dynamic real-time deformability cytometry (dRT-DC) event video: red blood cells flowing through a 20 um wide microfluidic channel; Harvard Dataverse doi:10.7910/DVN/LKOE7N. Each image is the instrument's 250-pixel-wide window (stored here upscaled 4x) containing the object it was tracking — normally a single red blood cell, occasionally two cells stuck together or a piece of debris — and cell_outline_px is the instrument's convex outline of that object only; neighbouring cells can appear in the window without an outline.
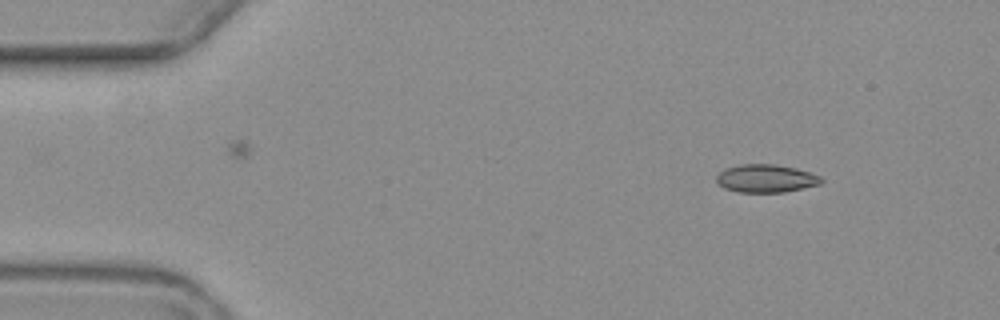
{"species": "common noctule bat (a hibernating species)", "species_latin": "Nyctalus noctula", "temperature_condition": "warm", "stored_images_in_passage": 10, "camera_frame_rate_fps": 3000, "um_per_image_px": 0.085, "animal": {"sex": "female", "body_mass_g": 19.3, "forearm_length_mm": 54.1}, "frame": {"image": 1, "passage_image": 1, "time_ms": 0.0, "image_size_px": [1000, 320], "cell_outline_px": [[824, 180], [820, 184], [784, 192], [740, 192], [724, 188], [716, 180], [716, 176], [724, 168], [740, 164], [776, 164], [796, 168], [820, 176]], "centroid_in_image_um": [65.1, 15.16], "position_along_channel_um": 19.9, "area_um2": 17.05}}
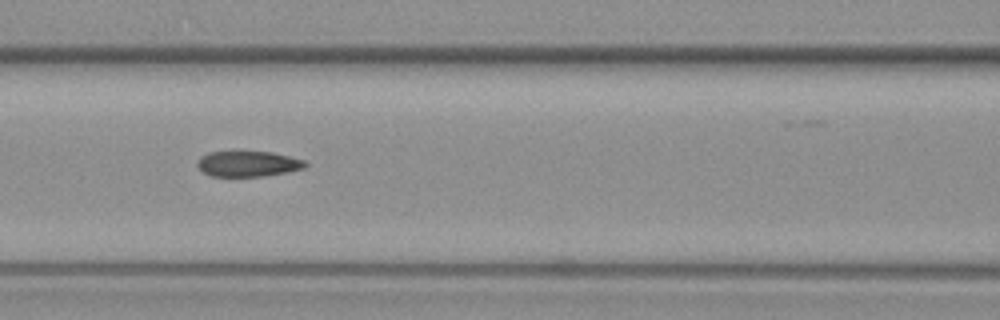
{"frame": {"image": 2, "passage_image": 6, "time_ms": 6.0, "image_size_px": [1000, 320], "cell_outline_px": [[308, 164], [304, 168], [288, 172], [264, 176], [212, 176], [204, 172], [196, 164], [200, 156], [208, 152], [272, 152], [304, 160]], "centroid_in_image_um": [21.09, 13.92], "position_along_channel_um": 145.5, "area_um2": 15.95}}
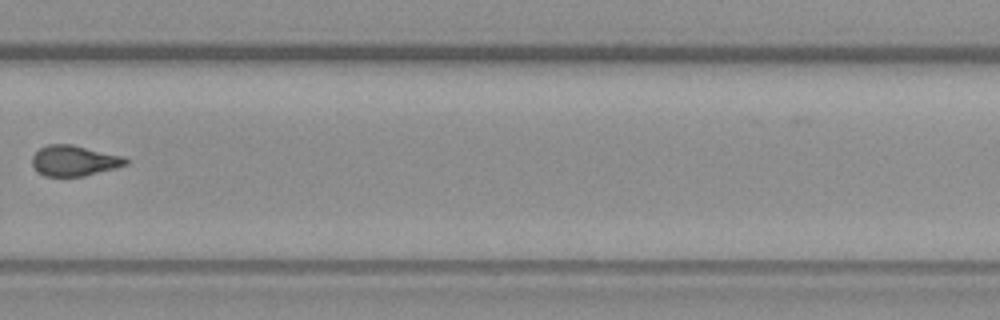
{"frame": {"image": 3, "passage_image": 10, "time_ms": 11.0, "image_size_px": [1000, 320], "cell_outline_px": [[128, 164], [116, 168], [84, 176], [44, 176], [32, 164], [32, 156], [40, 148], [48, 144], [72, 144], [124, 156], [128, 160]], "centroid_in_image_um": [6.33, 13.65], "position_along_channel_um": 323.5, "area_um2": 16.65}}